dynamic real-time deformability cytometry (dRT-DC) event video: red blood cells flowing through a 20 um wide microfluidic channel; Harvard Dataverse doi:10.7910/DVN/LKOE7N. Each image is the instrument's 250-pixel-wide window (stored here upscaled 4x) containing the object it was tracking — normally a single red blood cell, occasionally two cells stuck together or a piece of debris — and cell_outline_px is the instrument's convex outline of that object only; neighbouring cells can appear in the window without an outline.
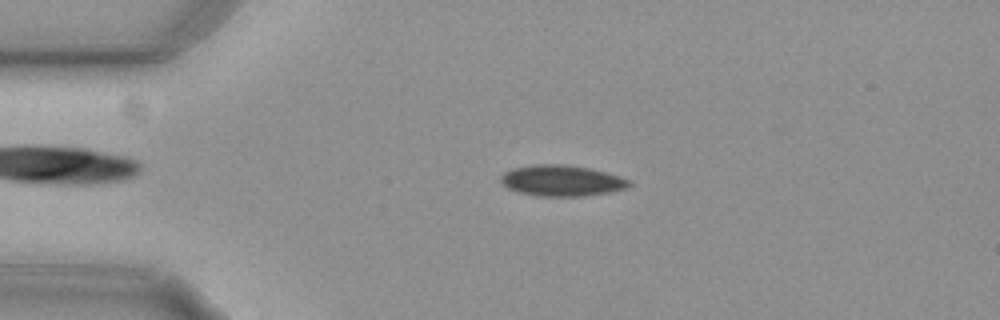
{"species": "common noctule bat (a hibernating species)", "species_latin": "Nyctalus noctula", "temperature_condition": "cold", "stored_images_in_passage": 54, "camera_frame_rate_fps": 3000, "um_per_image_px": 0.085, "animal": {"sex": "female", "body_mass_g": 29.2, "forearm_length_mm": 56.3}, "frame": {"image": 1, "passage_image": 11, "time_ms": 3.333, "image_size_px": [1000, 320], "cell_outline_px": [[632, 184], [624, 188], [608, 192], [584, 196], [536, 196], [520, 192], [508, 188], [500, 180], [500, 176], [504, 172], [512, 168], [532, 164], [564, 164], [588, 168], [620, 176], [628, 180]], "centroid_in_image_um": [47.7, 15.34], "position_along_channel_um": 37.3, "area_um2": 23.0}}
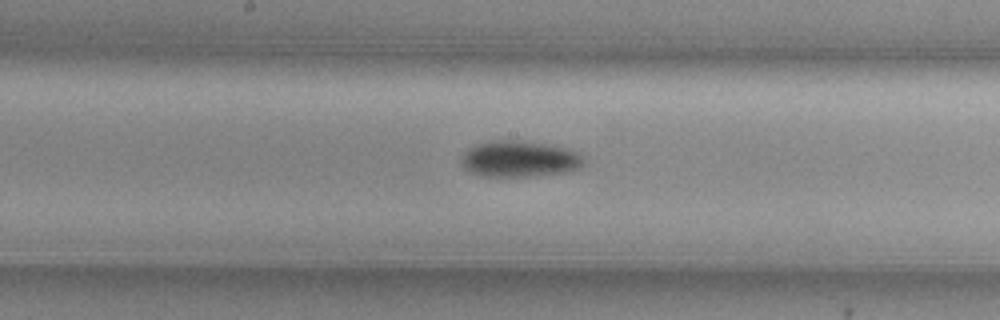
{"frame": {"image": 2, "passage_image": 27, "time_ms": 8.667, "image_size_px": [1000, 320], "cell_outline_px": [[584, 164], [580, 168], [568, 172], [532, 176], [480, 176], [468, 172], [460, 164], [460, 156], [468, 148], [476, 144], [488, 140], [520, 140], [544, 144], [564, 148], [576, 152], [584, 160]], "centroid_in_image_um": [44.07, 13.51], "position_along_channel_um": 204.1, "area_um2": 26.07}}
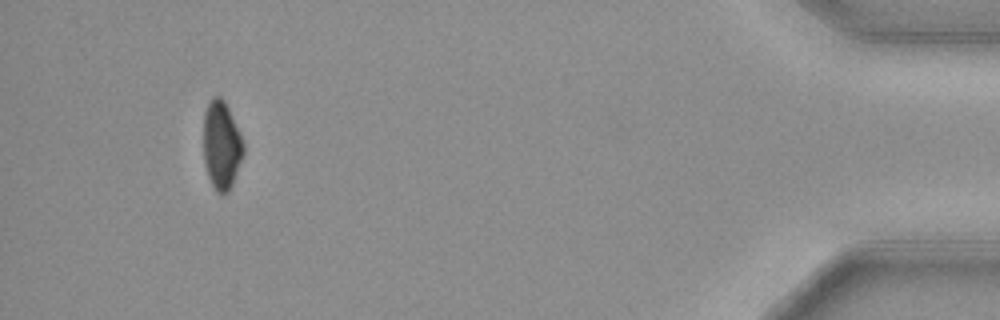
{"frame": {"image": 3, "passage_image": 50, "time_ms": 16.333, "image_size_px": [1000, 320], "cell_outline_px": [[244, 152], [232, 184], [228, 192], [224, 196], [216, 192], [208, 176], [204, 160], [204, 112], [212, 96], [220, 96], [224, 100], [240, 132], [244, 144]], "centroid_in_image_um": [18.83, 12.35], "position_along_channel_um": 416.4, "area_um2": 20.52}, "authors_computed_cell_mechanics": {"area_um2": 23.12, "velocity_mm_per_s": 3.7496, "shape_relaxation_time_tau1_ms": 10.5535, "shape_relaxation_time_tau2_ms": null, "deformation_change_tau1": 0.1737, "deformation_change_tau2": null}}